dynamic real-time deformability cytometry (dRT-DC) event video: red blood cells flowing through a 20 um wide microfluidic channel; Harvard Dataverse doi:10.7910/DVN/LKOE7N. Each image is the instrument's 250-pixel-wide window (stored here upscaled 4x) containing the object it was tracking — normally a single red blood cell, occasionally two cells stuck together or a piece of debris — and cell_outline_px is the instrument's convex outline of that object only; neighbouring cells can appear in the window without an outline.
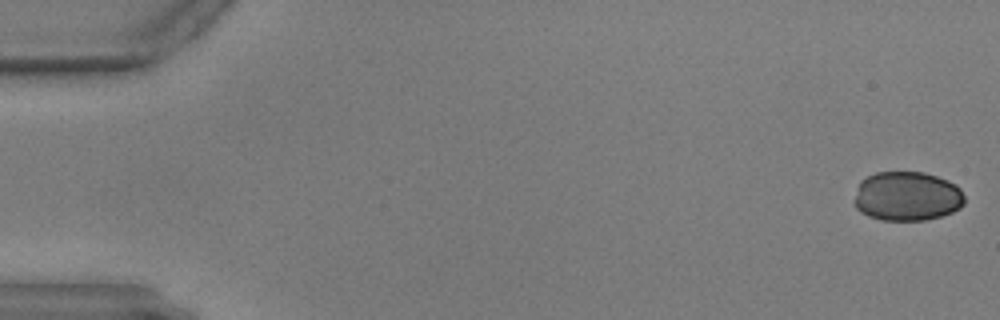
{"species": "common noctule bat (a hibernating species)", "species_latin": "Nyctalus noctula", "temperature_condition": "warm", "stored_images_in_passage": 46, "camera_frame_rate_fps": 3000, "um_per_image_px": 0.085, "animal": {"sex": "male", "body_mass_g": 17.9, "forearm_length_mm": 54.2}, "frame": {"image": 1, "passage_image": 1, "time_ms": 0.0, "image_size_px": [1000, 320], "cell_outline_px": [[964, 204], [960, 208], [952, 212], [940, 216], [924, 220], [880, 220], [868, 216], [860, 212], [856, 208], [852, 200], [856, 188], [860, 180], [876, 172], [924, 172], [948, 180], [956, 184], [960, 188], [964, 196]], "centroid_in_image_um": [77.07, 16.68], "position_along_channel_um": 7.9, "area_um2": 32.14}}
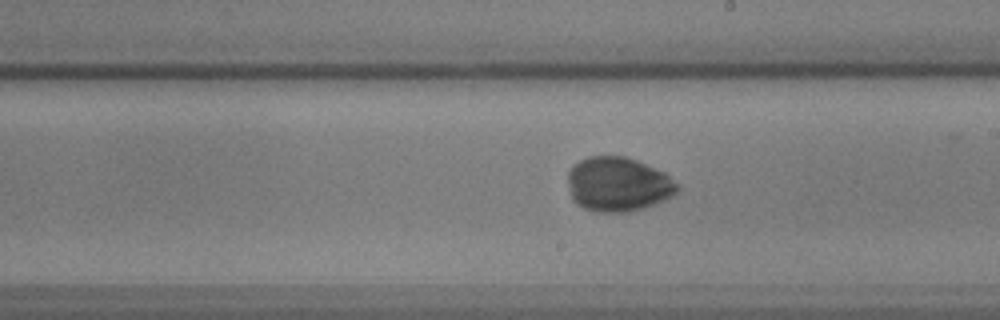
{"frame": {"image": 2, "passage_image": 33, "time_ms": 10.667, "image_size_px": [1000, 320], "cell_outline_px": [[680, 192], [664, 200], [628, 212], [596, 212], [584, 208], [576, 204], [572, 200], [568, 184], [568, 172], [572, 164], [588, 156], [624, 156], [636, 160], [664, 172], [680, 184]], "centroid_in_image_um": [52.53, 15.66], "position_along_channel_um": 236.5, "area_um2": 34.97}}
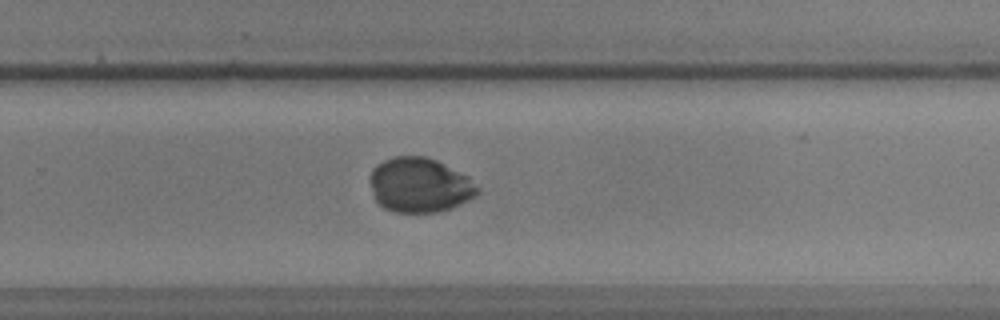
{"frame": {"image": 3, "passage_image": 38, "time_ms": 12.333, "image_size_px": [1000, 320], "cell_outline_px": [[480, 192], [476, 196], [452, 208], [436, 212], [396, 212], [384, 208], [376, 200], [372, 192], [368, 180], [368, 176], [372, 168], [376, 164], [384, 160], [396, 156], [424, 156], [436, 160], [468, 176], [480, 188]], "centroid_in_image_um": [35.65, 15.73], "position_along_channel_um": 294.1, "area_um2": 34.51}}